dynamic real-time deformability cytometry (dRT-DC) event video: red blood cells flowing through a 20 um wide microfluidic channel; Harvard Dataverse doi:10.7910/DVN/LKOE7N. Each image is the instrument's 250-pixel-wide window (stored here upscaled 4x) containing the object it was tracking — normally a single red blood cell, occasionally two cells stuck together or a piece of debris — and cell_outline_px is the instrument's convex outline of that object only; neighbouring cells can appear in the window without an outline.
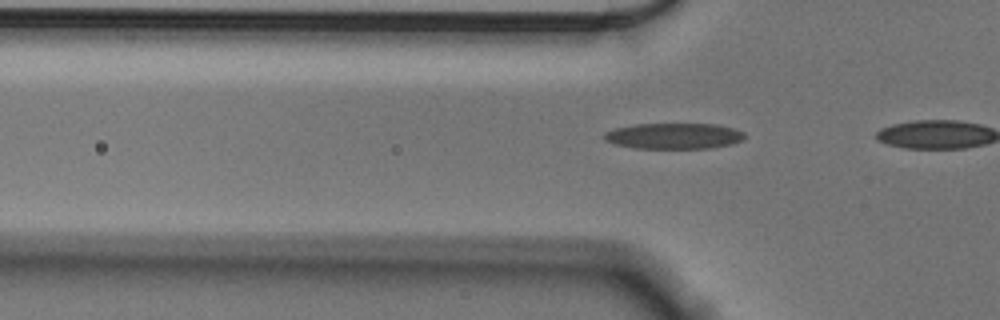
{"species": "Egyptian fruit bat (a non-hibernating species)", "species_latin": "Rousettus aegyptiacus", "temperature_condition": "cold", "stored_images_in_passage": 6, "camera_frame_rate_fps": 3000, "um_per_image_px": 0.085, "animal": {"sex": "male"}, "frame": {"image": 1, "passage_image": 4, "time_ms": 1.0, "image_size_px": [1000, 320], "cell_outline_px": [[744, 140], [732, 144], [712, 148], [636, 148], [616, 144], [604, 140], [600, 136], [604, 132], [616, 128], [636, 124], [716, 124], [732, 128], [744, 132]], "centroid_in_image_um": [57.27, 11.56], "position_along_channel_um": 68.5, "area_um2": 21.21}}